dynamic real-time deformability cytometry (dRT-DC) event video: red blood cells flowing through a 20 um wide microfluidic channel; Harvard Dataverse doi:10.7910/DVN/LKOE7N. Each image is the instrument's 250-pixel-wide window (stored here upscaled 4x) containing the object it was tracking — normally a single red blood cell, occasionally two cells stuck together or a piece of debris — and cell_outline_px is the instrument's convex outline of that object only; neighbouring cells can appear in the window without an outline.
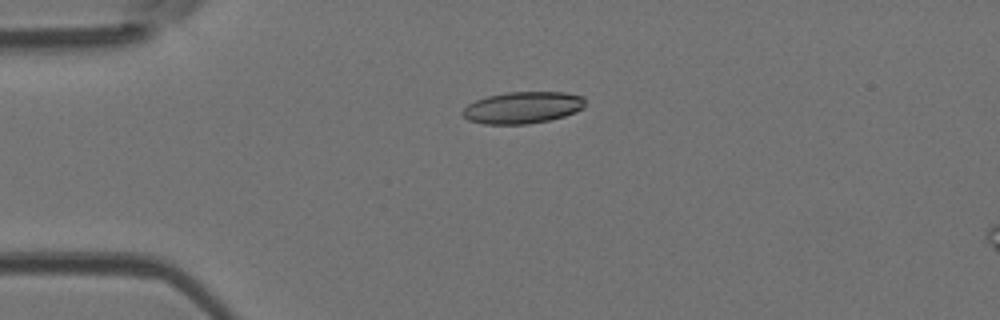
{"species": "Egyptian fruit bat (a non-hibernating species)", "species_latin": "Rousettus aegyptiacus", "temperature_condition": "room temperature", "stored_images_in_passage": 4, "camera_frame_rate_fps": 3000, "um_per_image_px": 0.085, "animal": {"sex": "female"}, "frame": {"image": 1, "passage_image": 1, "time_ms": 0.0, "image_size_px": [1000, 320], "cell_outline_px": [[584, 108], [576, 112], [564, 116], [548, 120], [528, 124], [484, 124], [468, 120], [460, 112], [468, 104], [476, 100], [488, 96], [508, 92], [564, 92], [584, 96]], "centroid_in_image_um": [44.43, 9.14], "position_along_channel_um": 40.6, "area_um2": 22.72}}
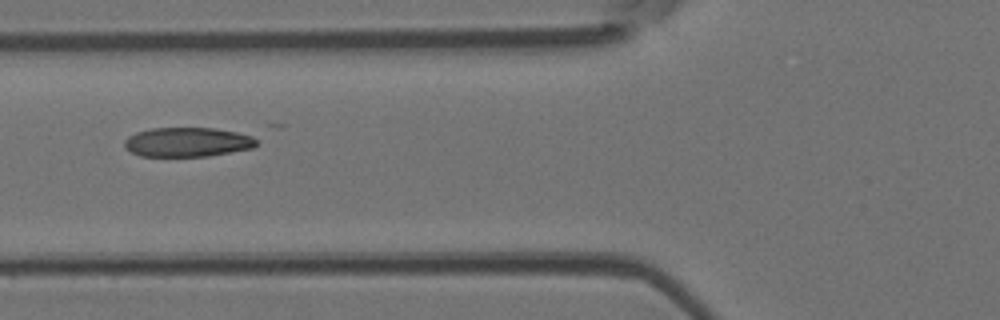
{"frame": {"image": 2, "passage_image": 3, "time_ms": 0.667, "image_size_px": [1000, 320], "cell_outline_px": [[260, 144], [252, 148], [208, 156], [140, 156], [132, 152], [124, 144], [124, 140], [128, 136], [136, 132], [152, 128], [216, 128], [236, 132], [252, 136], [260, 140]], "centroid_in_image_um": [15.98, 12.07], "position_along_channel_um": 109.8, "area_um2": 22.66}}